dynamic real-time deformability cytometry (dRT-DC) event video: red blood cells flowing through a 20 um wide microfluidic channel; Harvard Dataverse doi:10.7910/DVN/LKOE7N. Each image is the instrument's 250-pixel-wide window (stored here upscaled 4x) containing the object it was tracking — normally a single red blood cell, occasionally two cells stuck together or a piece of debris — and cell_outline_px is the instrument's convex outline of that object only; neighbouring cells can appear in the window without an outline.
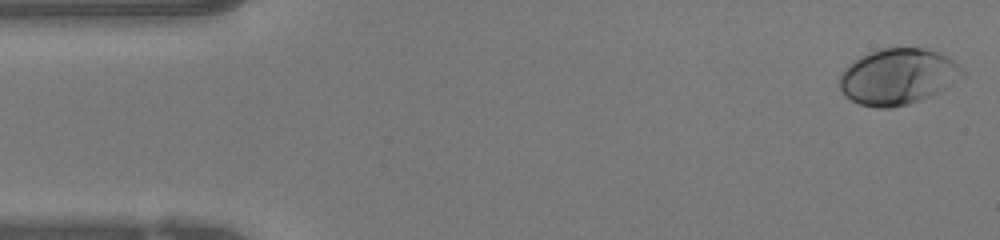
{"species": "human", "species_latin": "Homo sapiens", "temperature_condition": "warm", "stored_images_in_passage": 47, "camera_frame_rate_fps": 3000, "um_per_image_px": 0.085, "donor": {"sex": "female"}, "frame": {"image": 1, "passage_image": 1, "time_ms": 0.0, "image_size_px": [1000, 240], "cell_outline_px": [[964, 76], [932, 96], [908, 104], [888, 108], [876, 108], [860, 104], [852, 100], [840, 88], [840, 76], [848, 64], [860, 56], [868, 52], [880, 48], [924, 48], [940, 52], [964, 68]], "centroid_in_image_um": [76.34, 6.5], "position_along_channel_um": 8.7, "area_um2": 40.06}}
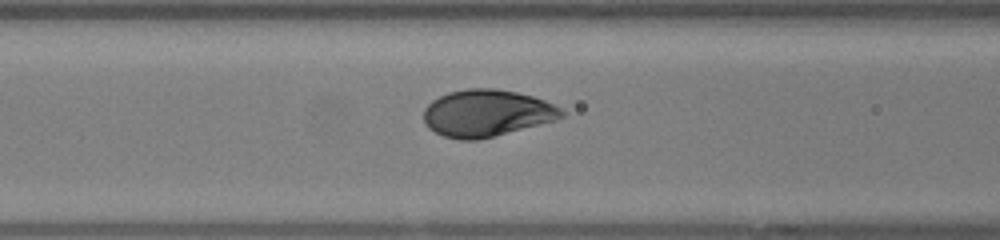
{"frame": {"image": 2, "passage_image": 18, "time_ms": 5.667, "image_size_px": [1000, 240], "cell_outline_px": [[564, 116], [556, 120], [476, 140], [460, 140], [444, 136], [428, 128], [424, 120], [424, 108], [432, 100], [448, 92], [468, 88], [496, 88], [516, 92], [532, 96], [544, 100], [560, 108], [564, 112]], "centroid_in_image_um": [41.35, 9.61], "position_along_channel_um": 125.3, "area_um2": 37.45}}
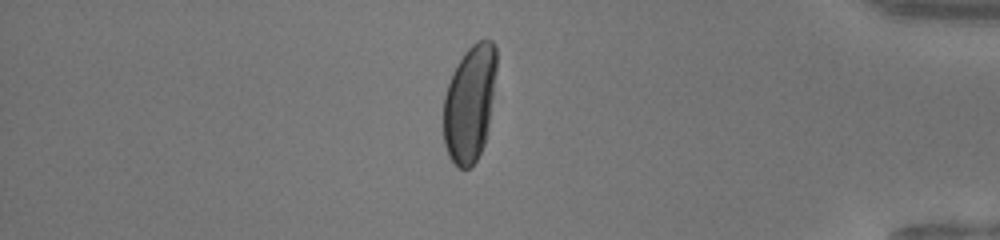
{"frame": {"image": 3, "passage_image": 40, "time_ms": 13.0, "image_size_px": [1000, 240], "cell_outline_px": [[496, 68], [488, 128], [484, 144], [476, 160], [468, 168], [460, 168], [448, 156], [444, 144], [444, 96], [452, 72], [464, 52], [472, 44], [480, 40], [492, 40], [496, 44]], "centroid_in_image_um": [39.92, 8.76], "position_along_channel_um": 395.3, "area_um2": 35.84}, "authors_computed_cell_mechanics": {"area_um2": 37.9746, "velocity_mm_per_s": 4.1964, "shape_relaxation_time_tau1_ms": 2.4196, "shape_relaxation_time_tau2_ms": null, "deformation_change_tau1": 0.1755, "deformation_change_tau2": null}}